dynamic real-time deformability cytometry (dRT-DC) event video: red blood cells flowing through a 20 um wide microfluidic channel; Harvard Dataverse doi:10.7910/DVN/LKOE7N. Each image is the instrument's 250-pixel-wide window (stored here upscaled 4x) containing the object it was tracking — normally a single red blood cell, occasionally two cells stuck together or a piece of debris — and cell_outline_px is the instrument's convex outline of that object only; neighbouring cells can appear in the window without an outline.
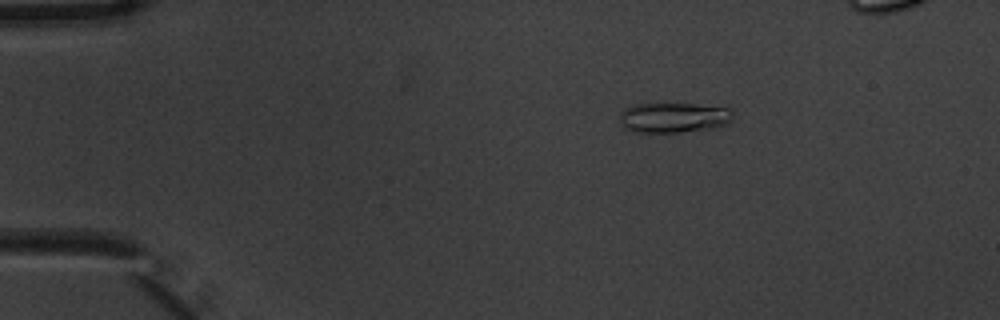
{"species": "common noctule bat (a hibernating species)", "species_latin": "Nyctalus noctula", "temperature_condition": "warm", "stored_images_in_passage": 4, "camera_frame_rate_fps": 3000, "um_per_image_px": 0.085, "animal": {"sex": "male", "body_mass_g": 20.1, "forearm_length_mm": 53.5}, "frame": {"image": 1, "passage_image": 2, "time_ms": 0.333, "image_size_px": [1000, 320], "cell_outline_px": [[732, 120], [724, 124], [712, 128], [680, 132], [632, 132], [624, 128], [620, 124], [620, 112], [624, 108], [632, 104], [692, 104], [728, 108], [732, 112]], "centroid_in_image_um": [57.19, 9.99], "position_along_channel_um": 27.8, "area_um2": 19.83}}